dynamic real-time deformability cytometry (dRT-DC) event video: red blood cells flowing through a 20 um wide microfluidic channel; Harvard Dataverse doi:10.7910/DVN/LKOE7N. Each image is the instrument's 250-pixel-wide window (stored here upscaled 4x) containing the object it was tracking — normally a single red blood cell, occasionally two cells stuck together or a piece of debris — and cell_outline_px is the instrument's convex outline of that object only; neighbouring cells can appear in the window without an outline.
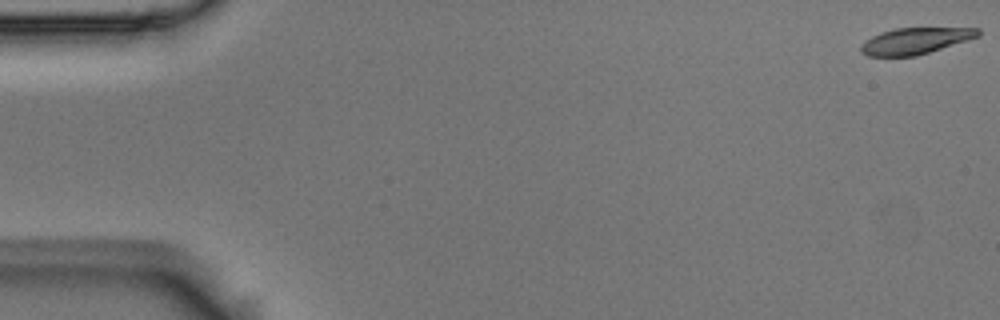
{"species": "Egyptian fruit bat (a non-hibernating species)", "species_latin": "Rousettus aegyptiacus", "temperature_condition": "room temperature", "stored_images_in_passage": 54, "camera_frame_rate_fps": 3000, "um_per_image_px": 0.085, "animal": {"sex": "male"}, "frame": {"image": 1, "passage_image": 1, "time_ms": 0.0, "image_size_px": [1000, 320], "cell_outline_px": [[980, 36], [916, 56], [868, 56], [860, 52], [860, 44], [872, 36], [880, 32], [896, 28], [980, 28]], "centroid_in_image_um": [77.76, 3.47], "position_along_channel_um": 7.2, "area_um2": 17.92}}
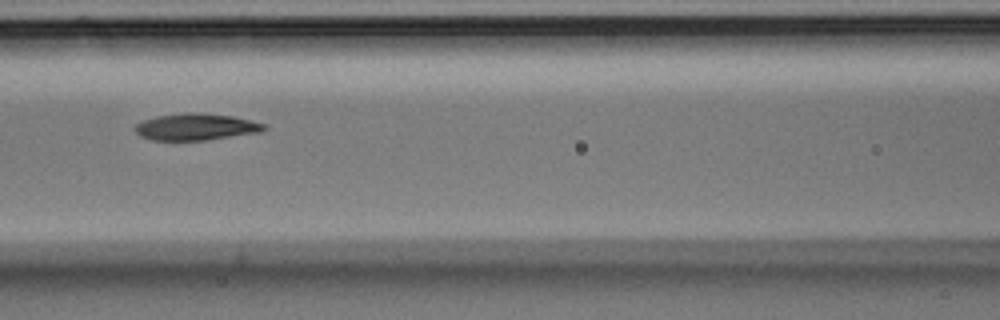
{"frame": {"image": 2, "passage_image": 24, "time_ms": 7.667, "image_size_px": [1000, 320], "cell_outline_px": [[268, 128], [260, 132], [204, 140], [152, 140], [140, 136], [136, 132], [136, 124], [144, 120], [156, 116], [184, 112], [200, 112], [232, 116], [264, 124]], "centroid_in_image_um": [16.64, 10.77], "position_along_channel_um": 150.0, "area_um2": 19.94}}
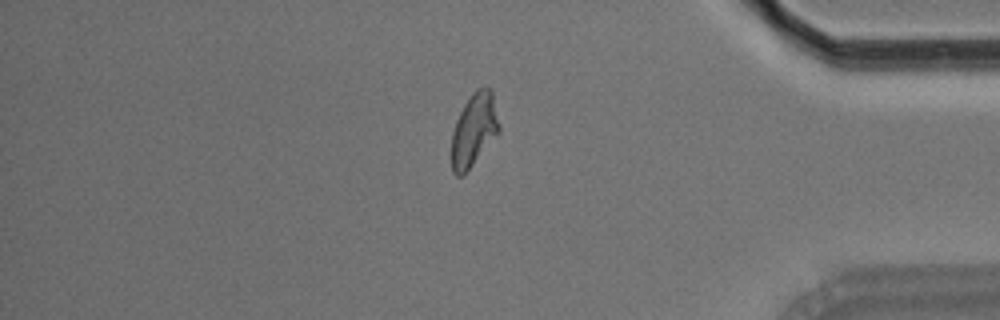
{"frame": {"image": 3, "passage_image": 46, "time_ms": 15.0, "image_size_px": [1000, 320], "cell_outline_px": [[500, 132], [472, 164], [460, 176], [456, 176], [452, 172], [452, 132], [456, 120], [464, 104], [472, 92], [476, 88], [488, 88], [492, 92], [500, 124]], "centroid_in_image_um": [40.29, 11.01], "position_along_channel_um": 394.9, "area_um2": 19.94}, "authors_computed_cell_mechanics": {"area_um2": 20.0566, "velocity_mm_per_s": 3.7327, "shape_relaxation_time_tau1_ms": 4.6868, "shape_relaxation_time_tau2_ms": 3.5597, "deformation_change_tau1": 0.1667, "deformation_change_tau2": 0.0843}}